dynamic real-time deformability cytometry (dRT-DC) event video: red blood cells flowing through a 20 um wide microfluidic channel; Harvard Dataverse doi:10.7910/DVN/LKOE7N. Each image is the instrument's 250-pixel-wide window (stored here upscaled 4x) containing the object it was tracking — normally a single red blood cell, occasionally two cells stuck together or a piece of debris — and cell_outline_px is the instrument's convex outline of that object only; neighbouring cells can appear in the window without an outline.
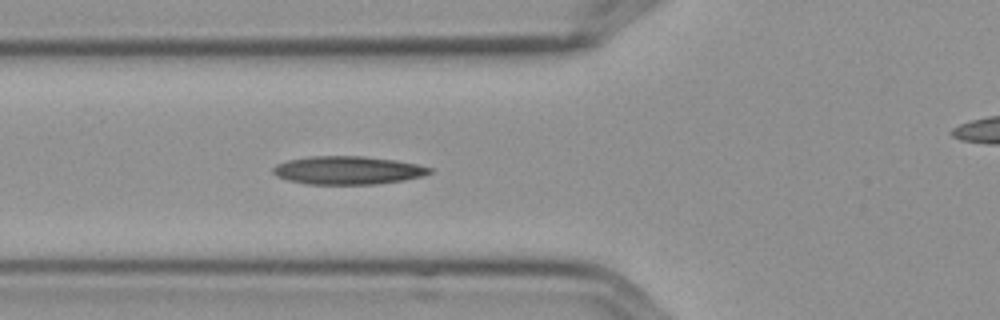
{"species": "Egyptian fruit bat (a non-hibernating species)", "species_latin": "Rousettus aegyptiacus", "temperature_condition": "cold", "stored_images_in_passage": 8, "segment_of_instrument_passage": [1, 2], "camera_frame_rate_fps": 3000, "um_per_image_px": 0.085, "frame": {"image": 1, "passage_image": 7, "time_ms": 2.0, "image_size_px": [1000, 320], "cell_outline_px": [[432, 172], [424, 176], [404, 180], [376, 184], [304, 184], [288, 180], [276, 176], [272, 172], [272, 168], [276, 164], [288, 160], [312, 156], [364, 156], [396, 160], [416, 164], [432, 168]], "centroid_in_image_um": [29.55, 14.47], "position_along_channel_um": 96.2, "area_um2": 25.84}}